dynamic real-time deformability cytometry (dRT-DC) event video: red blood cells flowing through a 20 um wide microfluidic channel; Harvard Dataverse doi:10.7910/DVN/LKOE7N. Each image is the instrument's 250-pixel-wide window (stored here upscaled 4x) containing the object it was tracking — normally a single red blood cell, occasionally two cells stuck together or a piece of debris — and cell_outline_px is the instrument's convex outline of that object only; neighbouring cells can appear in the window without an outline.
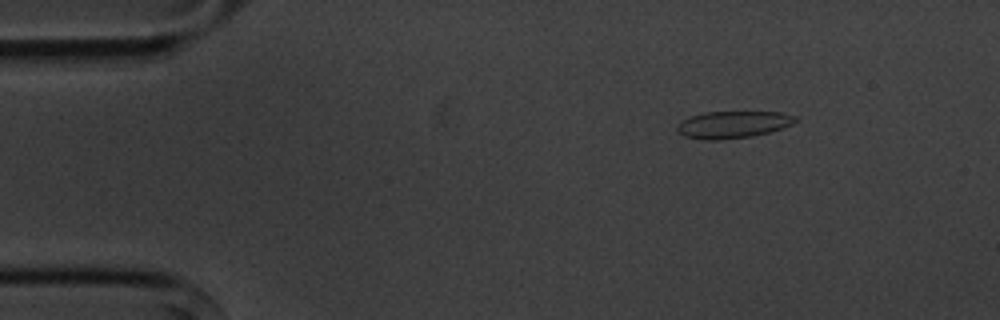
{"species": "common noctule bat (a hibernating species)", "species_latin": "Nyctalus noctula", "temperature_condition": "cold", "stored_images_in_passage": 4, "camera_frame_rate_fps": 3000, "um_per_image_px": 0.085, "animal": {"sex": "male", "body_mass_g": 20.1, "forearm_length_mm": 53.5}, "frame": {"image": 1, "passage_image": 2, "time_ms": 1.0, "image_size_px": [1000, 320], "cell_outline_px": [[796, 120], [792, 124], [768, 132], [752, 136], [720, 140], [704, 140], [684, 136], [676, 132], [676, 128], [680, 120], [688, 116], [704, 112], [784, 112], [796, 116]], "centroid_in_image_um": [62.23, 10.58], "position_along_channel_um": 22.8, "area_um2": 18.79}}